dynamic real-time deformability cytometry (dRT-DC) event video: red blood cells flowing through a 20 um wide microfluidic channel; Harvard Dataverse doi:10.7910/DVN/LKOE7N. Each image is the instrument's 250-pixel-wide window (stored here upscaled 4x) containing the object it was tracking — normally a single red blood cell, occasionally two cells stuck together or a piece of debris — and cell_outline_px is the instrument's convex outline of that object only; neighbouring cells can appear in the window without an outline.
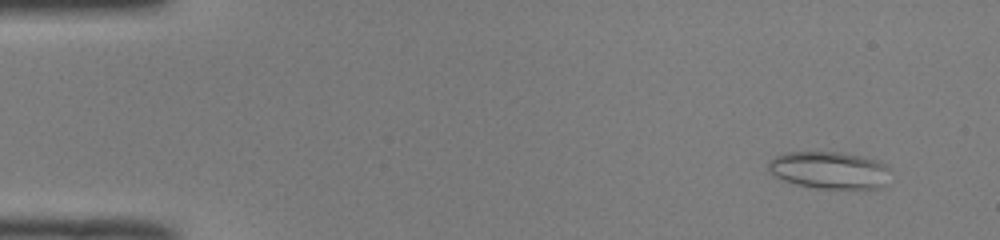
{"species": "common noctule bat (a hibernating species)", "species_latin": "Nyctalus noctula", "temperature_condition": "room temperature", "stored_images_in_passage": 47, "camera_frame_rate_fps": 3000, "um_per_image_px": 0.085, "animal": {"sex": "male", "body_mass_g": 19.0, "forearm_length_mm": 50.8}, "frame": {"image": 1, "passage_image": 4, "time_ms": 1.0, "image_size_px": [1000, 240], "cell_outline_px": [[888, 168], [884, 184], [880, 188], [816, 188], [796, 184], [784, 180], [776, 176], [768, 168], [768, 160], [784, 152], [840, 152], [880, 160]], "centroid_in_image_um": [70.46, 14.45], "position_along_channel_um": 14.5, "area_um2": 26.18}}
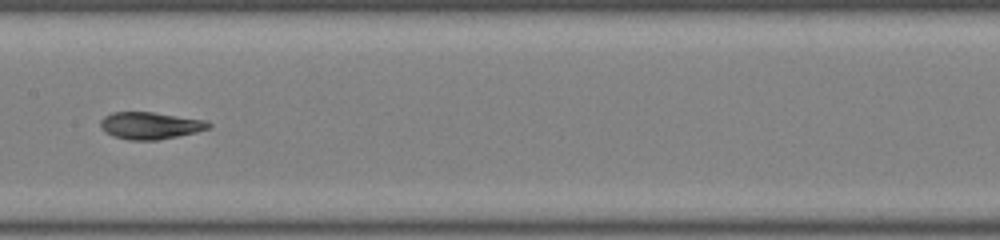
{"frame": {"image": 2, "passage_image": 26, "time_ms": 8.333, "image_size_px": [1000, 240], "cell_outline_px": [[212, 124], [208, 128], [196, 132], [156, 140], [128, 140], [116, 136], [100, 128], [100, 120], [104, 116], [112, 112], [152, 112], [208, 120]], "centroid_in_image_um": [12.78, 10.66], "position_along_channel_um": 194.6, "area_um2": 16.94}}
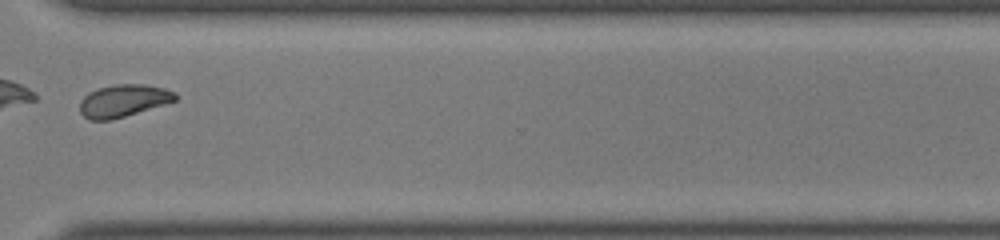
{"frame": {"image": 3, "passage_image": 36, "time_ms": 11.667, "image_size_px": [1000, 240], "cell_outline_px": [[176, 100], [164, 104], [112, 120], [88, 120], [80, 112], [80, 100], [84, 96], [100, 88], [116, 84], [144, 84], [164, 88], [176, 92]], "centroid_in_image_um": [10.48, 8.56], "position_along_channel_um": 360.1, "area_um2": 17.8}, "authors_computed_cell_mechanics": {"area_um2": 18.9584, "velocity_mm_per_s": 4.0167, "shape_relaxation_time_tau1_ms": null, "shape_relaxation_time_tau2_ms": 2.3732, "deformation_change_tau1": null, "deformation_change_tau2": 0.0894}}